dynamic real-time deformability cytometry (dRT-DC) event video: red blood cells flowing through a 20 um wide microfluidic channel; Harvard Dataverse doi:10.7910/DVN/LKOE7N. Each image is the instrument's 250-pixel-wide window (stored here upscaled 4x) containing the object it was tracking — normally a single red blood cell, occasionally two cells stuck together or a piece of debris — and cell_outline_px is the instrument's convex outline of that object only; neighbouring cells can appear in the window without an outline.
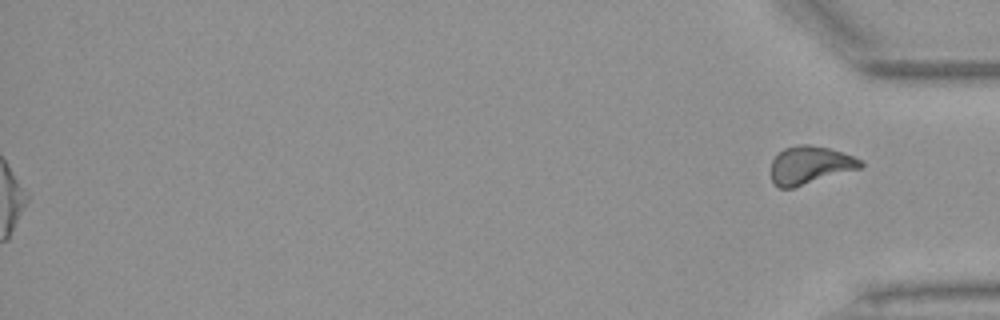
{"species": "Egyptian fruit bat (a non-hibernating species)", "species_latin": "Rousettus aegyptiacus", "temperature_condition": "warm", "stored_images_in_passage": 45, "segment_of_instrument_passage": [2, 2], "camera_frame_rate_fps": 3000, "um_per_image_px": 0.085, "animal": {"sex": "female"}, "frame": {"image": 1, "passage_image": 45, "time_ms": 14.667, "image_size_px": [1000, 320], "cell_outline_px": [[864, 164], [860, 168], [792, 188], [780, 188], [772, 180], [772, 160], [784, 148], [800, 144], [808, 144], [828, 148], [844, 152], [864, 160]], "centroid_in_image_um": [68.89, 14.02], "position_along_channel_um": 366.3, "area_um2": 19.65}}